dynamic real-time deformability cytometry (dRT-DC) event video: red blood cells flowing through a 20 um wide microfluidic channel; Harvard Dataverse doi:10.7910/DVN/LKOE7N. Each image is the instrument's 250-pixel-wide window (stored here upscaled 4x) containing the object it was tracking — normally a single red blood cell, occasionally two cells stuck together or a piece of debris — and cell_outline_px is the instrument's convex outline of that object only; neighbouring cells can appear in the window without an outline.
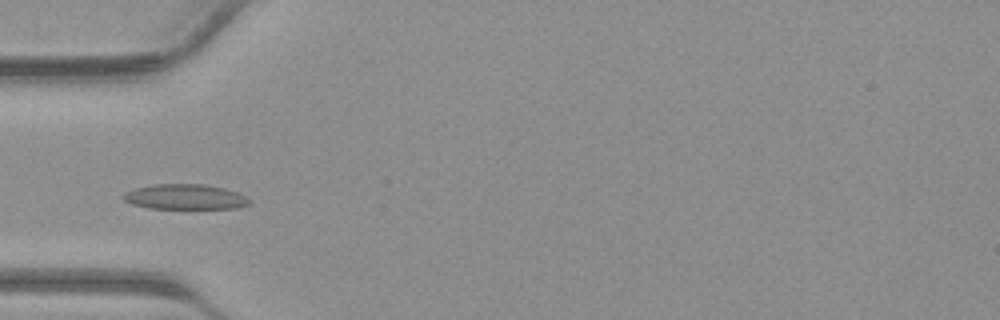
{"species": "common noctule bat (a hibernating species)", "species_latin": "Nyctalus noctula", "temperature_condition": "warm", "stored_images_in_passage": 23, "camera_frame_rate_fps": 3000, "um_per_image_px": 0.085, "animal": {"sex": "male", "body_mass_g": 23.1, "forearm_length_mm": 52.7}, "frame": {"image": 1, "passage_image": 3, "time_ms": 0.667, "image_size_px": [1000, 320], "cell_outline_px": [[252, 200], [248, 204], [236, 208], [148, 208], [132, 204], [124, 200], [120, 196], [124, 192], [132, 188], [152, 184], [204, 184], [224, 188], [248, 196]], "centroid_in_image_um": [15.69, 16.72], "position_along_channel_um": 69.3, "area_um2": 18.67}}
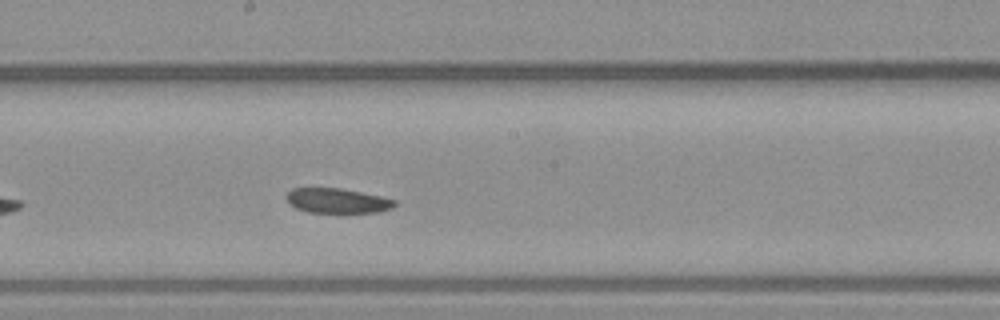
{"frame": {"image": 2, "passage_image": 12, "time_ms": 3.667, "image_size_px": [1000, 320], "cell_outline_px": [[396, 204], [392, 208], [376, 212], [308, 212], [296, 208], [288, 204], [284, 196], [292, 188], [340, 188], [380, 196], [396, 200]], "centroid_in_image_um": [28.62, 17.05], "position_along_channel_um": 219.6, "area_um2": 15.61}}
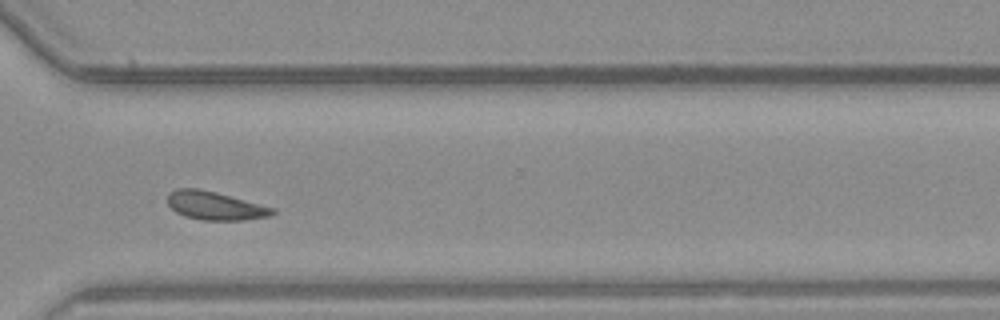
{"frame": {"image": 3, "passage_image": 20, "time_ms": 6.333, "image_size_px": [1000, 320], "cell_outline_px": [[276, 212], [272, 216], [244, 220], [204, 220], [184, 216], [176, 212], [168, 204], [168, 192], [176, 188], [200, 188], [216, 192], [276, 208]], "centroid_in_image_um": [18.3, 17.48], "position_along_channel_um": 352.3, "area_um2": 17.51}}